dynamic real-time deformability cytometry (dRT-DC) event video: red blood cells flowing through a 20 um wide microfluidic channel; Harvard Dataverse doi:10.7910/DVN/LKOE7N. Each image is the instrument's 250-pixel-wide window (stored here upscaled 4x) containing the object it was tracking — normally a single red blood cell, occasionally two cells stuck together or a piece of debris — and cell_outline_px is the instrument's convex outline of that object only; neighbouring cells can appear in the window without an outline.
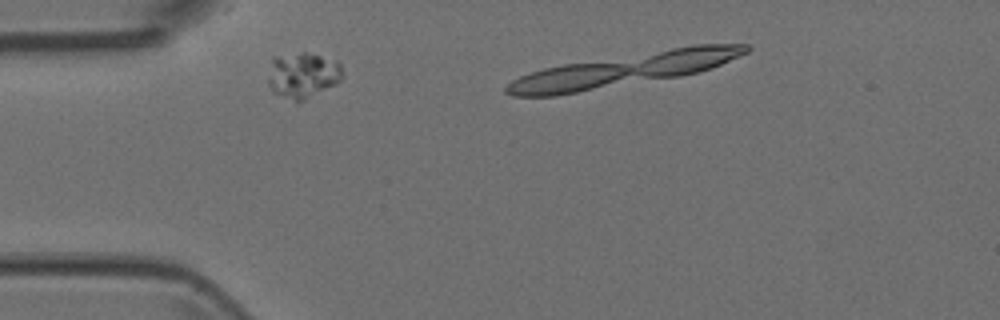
{"species": "Egyptian fruit bat (a non-hibernating species)", "species_latin": "Rousettus aegyptiacus", "temperature_condition": "room temperature", "stored_images_in_passage": 4, "camera_frame_rate_fps": 3000, "um_per_image_px": 0.085, "animal": {"sex": "female"}, "frame": {"image": 1, "passage_image": 3, "time_ms": 0.667, "image_size_px": [1000, 320], "cell_outline_px": [[344, 76], [336, 84], [296, 104], [272, 92], [268, 84], [268, 80], [272, 56], [304, 52], [336, 60], [340, 64], [344, 72]], "centroid_in_image_um": [25.72, 6.41], "position_along_channel_um": 59.3, "area_um2": 20.17}}